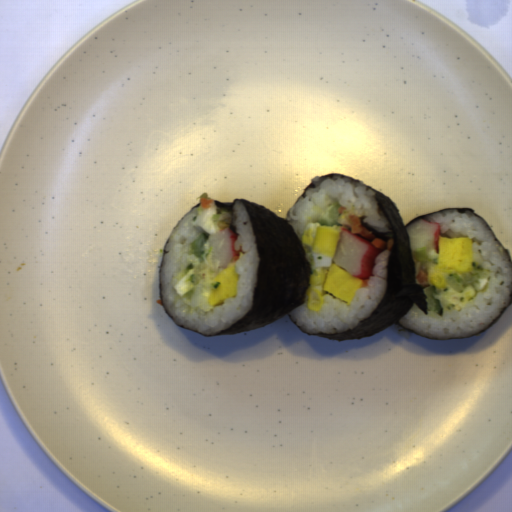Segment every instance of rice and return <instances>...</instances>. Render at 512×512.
<instances>
[{
  "instance_id": "4",
  "label": "rice",
  "mask_w": 512,
  "mask_h": 512,
  "mask_svg": "<svg viewBox=\"0 0 512 512\" xmlns=\"http://www.w3.org/2000/svg\"><path fill=\"white\" fill-rule=\"evenodd\" d=\"M391 249H384L376 255L375 265L367 286H360L350 303L332 295H324L323 306L318 312L308 309V297L302 305L288 314L296 325L310 334H333L356 327L360 321L370 317L383 299L388 286V259Z\"/></svg>"
},
{
  "instance_id": "3",
  "label": "rice",
  "mask_w": 512,
  "mask_h": 512,
  "mask_svg": "<svg viewBox=\"0 0 512 512\" xmlns=\"http://www.w3.org/2000/svg\"><path fill=\"white\" fill-rule=\"evenodd\" d=\"M315 188H307L305 197H300L287 211L285 220L293 227L295 234L301 240L302 233L309 222H316L327 217L332 203L339 202L346 209L342 211L338 222L342 228H350V214L364 218L378 233L393 232L392 225L379 203L374 197L375 191L359 183H353L349 177L315 178L312 180ZM302 241V240H301Z\"/></svg>"
},
{
  "instance_id": "2",
  "label": "rice",
  "mask_w": 512,
  "mask_h": 512,
  "mask_svg": "<svg viewBox=\"0 0 512 512\" xmlns=\"http://www.w3.org/2000/svg\"><path fill=\"white\" fill-rule=\"evenodd\" d=\"M437 222L440 236L473 239L471 275L488 283L467 301L462 309H445L425 314L414 303L398 321L407 329L437 339L469 337L490 325L510 303L512 296L511 260L503 246L495 241L492 230L471 211H443L428 216Z\"/></svg>"
},
{
  "instance_id": "1",
  "label": "rice",
  "mask_w": 512,
  "mask_h": 512,
  "mask_svg": "<svg viewBox=\"0 0 512 512\" xmlns=\"http://www.w3.org/2000/svg\"><path fill=\"white\" fill-rule=\"evenodd\" d=\"M201 206L193 207L172 229L164 251L161 268L162 300L166 312L177 325L212 335L227 330L245 314L254 304L259 253L248 212L241 201H235L232 209L235 215L237 239L235 251L240 250L235 261V273L240 274L237 294L228 298L221 306L208 305L209 295L202 283L195 286L190 306L177 293L174 285L176 275L193 263V269L201 266V261L192 254L190 242L202 235L194 226V219Z\"/></svg>"
}]
</instances>
